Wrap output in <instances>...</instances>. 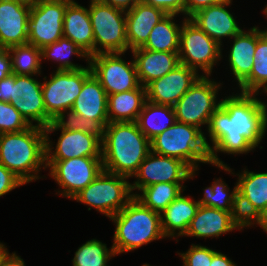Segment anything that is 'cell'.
I'll use <instances>...</instances> for the list:
<instances>
[{"label":"cell","mask_w":267,"mask_h":266,"mask_svg":"<svg viewBox=\"0 0 267 266\" xmlns=\"http://www.w3.org/2000/svg\"><path fill=\"white\" fill-rule=\"evenodd\" d=\"M255 94L240 93L220 101L219 108L212 114L208 133L212 141L210 163L232 172L216 152L228 154L249 153L265 136L267 127V105ZM216 151V152H215Z\"/></svg>","instance_id":"1"},{"label":"cell","mask_w":267,"mask_h":266,"mask_svg":"<svg viewBox=\"0 0 267 266\" xmlns=\"http://www.w3.org/2000/svg\"><path fill=\"white\" fill-rule=\"evenodd\" d=\"M150 151V140L139 129L137 122H113L105 126L103 170L132 177Z\"/></svg>","instance_id":"2"},{"label":"cell","mask_w":267,"mask_h":266,"mask_svg":"<svg viewBox=\"0 0 267 266\" xmlns=\"http://www.w3.org/2000/svg\"><path fill=\"white\" fill-rule=\"evenodd\" d=\"M0 163L24 184L39 179L40 166H46L44 128L31 125L20 132L0 134Z\"/></svg>","instance_id":"3"},{"label":"cell","mask_w":267,"mask_h":266,"mask_svg":"<svg viewBox=\"0 0 267 266\" xmlns=\"http://www.w3.org/2000/svg\"><path fill=\"white\" fill-rule=\"evenodd\" d=\"M110 219L116 226L112 245L116 254L136 250L144 244L165 237L160 214L145 207L135 197Z\"/></svg>","instance_id":"4"},{"label":"cell","mask_w":267,"mask_h":266,"mask_svg":"<svg viewBox=\"0 0 267 266\" xmlns=\"http://www.w3.org/2000/svg\"><path fill=\"white\" fill-rule=\"evenodd\" d=\"M151 151L173 157L198 170V162L210 163V145L204 133L197 127L175 122L150 141Z\"/></svg>","instance_id":"5"},{"label":"cell","mask_w":267,"mask_h":266,"mask_svg":"<svg viewBox=\"0 0 267 266\" xmlns=\"http://www.w3.org/2000/svg\"><path fill=\"white\" fill-rule=\"evenodd\" d=\"M90 2L89 14L94 35V55L125 53L128 50L126 11L99 0Z\"/></svg>","instance_id":"6"},{"label":"cell","mask_w":267,"mask_h":266,"mask_svg":"<svg viewBox=\"0 0 267 266\" xmlns=\"http://www.w3.org/2000/svg\"><path fill=\"white\" fill-rule=\"evenodd\" d=\"M127 177L102 170L72 199L96 208L107 217L117 214L134 197Z\"/></svg>","instance_id":"7"},{"label":"cell","mask_w":267,"mask_h":266,"mask_svg":"<svg viewBox=\"0 0 267 266\" xmlns=\"http://www.w3.org/2000/svg\"><path fill=\"white\" fill-rule=\"evenodd\" d=\"M219 87L220 84L201 75L173 106L177 122L195 126L200 130L201 125L208 126L212 114L220 106V101L216 102Z\"/></svg>","instance_id":"8"},{"label":"cell","mask_w":267,"mask_h":266,"mask_svg":"<svg viewBox=\"0 0 267 266\" xmlns=\"http://www.w3.org/2000/svg\"><path fill=\"white\" fill-rule=\"evenodd\" d=\"M182 24L178 51L180 64L197 72L200 68L209 76L216 61L222 57L221 46L188 18Z\"/></svg>","instance_id":"9"},{"label":"cell","mask_w":267,"mask_h":266,"mask_svg":"<svg viewBox=\"0 0 267 266\" xmlns=\"http://www.w3.org/2000/svg\"><path fill=\"white\" fill-rule=\"evenodd\" d=\"M91 74L90 65L78 70H56L49 81L42 83L46 113L53 120L63 111L72 109L84 81Z\"/></svg>","instance_id":"10"},{"label":"cell","mask_w":267,"mask_h":266,"mask_svg":"<svg viewBox=\"0 0 267 266\" xmlns=\"http://www.w3.org/2000/svg\"><path fill=\"white\" fill-rule=\"evenodd\" d=\"M72 0H38L31 5L28 44L42 49L63 37L64 13Z\"/></svg>","instance_id":"11"},{"label":"cell","mask_w":267,"mask_h":266,"mask_svg":"<svg viewBox=\"0 0 267 266\" xmlns=\"http://www.w3.org/2000/svg\"><path fill=\"white\" fill-rule=\"evenodd\" d=\"M122 54L124 53H101L87 59L93 75L99 80L107 96L134 90L141 85L134 60L126 62L120 57Z\"/></svg>","instance_id":"12"},{"label":"cell","mask_w":267,"mask_h":266,"mask_svg":"<svg viewBox=\"0 0 267 266\" xmlns=\"http://www.w3.org/2000/svg\"><path fill=\"white\" fill-rule=\"evenodd\" d=\"M63 188L60 195L73 198L103 170L102 157H74L68 160H46V169Z\"/></svg>","instance_id":"13"},{"label":"cell","mask_w":267,"mask_h":266,"mask_svg":"<svg viewBox=\"0 0 267 266\" xmlns=\"http://www.w3.org/2000/svg\"><path fill=\"white\" fill-rule=\"evenodd\" d=\"M197 170H192L186 163L173 157L162 156L150 151L137 172L133 175L137 178L130 184L131 191L150 186L159 182L180 183L194 177Z\"/></svg>","instance_id":"14"},{"label":"cell","mask_w":267,"mask_h":266,"mask_svg":"<svg viewBox=\"0 0 267 266\" xmlns=\"http://www.w3.org/2000/svg\"><path fill=\"white\" fill-rule=\"evenodd\" d=\"M58 129L61 130V135L58 138L56 149L52 153L53 148H51L48 134ZM44 131L46 134V160L102 157V139L97 135L76 130H63L54 121L44 128Z\"/></svg>","instance_id":"15"},{"label":"cell","mask_w":267,"mask_h":266,"mask_svg":"<svg viewBox=\"0 0 267 266\" xmlns=\"http://www.w3.org/2000/svg\"><path fill=\"white\" fill-rule=\"evenodd\" d=\"M199 77L196 70L178 64L172 71L145 86L146 100L173 107Z\"/></svg>","instance_id":"16"},{"label":"cell","mask_w":267,"mask_h":266,"mask_svg":"<svg viewBox=\"0 0 267 266\" xmlns=\"http://www.w3.org/2000/svg\"><path fill=\"white\" fill-rule=\"evenodd\" d=\"M11 104L30 125L35 121L36 126L46 128L54 121L46 113L42 84L32 78V75L15 74V100Z\"/></svg>","instance_id":"17"},{"label":"cell","mask_w":267,"mask_h":266,"mask_svg":"<svg viewBox=\"0 0 267 266\" xmlns=\"http://www.w3.org/2000/svg\"><path fill=\"white\" fill-rule=\"evenodd\" d=\"M31 5L18 0H0V48L27 44Z\"/></svg>","instance_id":"18"},{"label":"cell","mask_w":267,"mask_h":266,"mask_svg":"<svg viewBox=\"0 0 267 266\" xmlns=\"http://www.w3.org/2000/svg\"><path fill=\"white\" fill-rule=\"evenodd\" d=\"M231 1L205 7L187 18L221 46L222 37H233L242 31L233 15L225 9Z\"/></svg>","instance_id":"19"},{"label":"cell","mask_w":267,"mask_h":266,"mask_svg":"<svg viewBox=\"0 0 267 266\" xmlns=\"http://www.w3.org/2000/svg\"><path fill=\"white\" fill-rule=\"evenodd\" d=\"M167 13L160 8L151 6L141 0L130 10L126 11V37L128 49L142 47L149 38L154 26Z\"/></svg>","instance_id":"20"},{"label":"cell","mask_w":267,"mask_h":266,"mask_svg":"<svg viewBox=\"0 0 267 266\" xmlns=\"http://www.w3.org/2000/svg\"><path fill=\"white\" fill-rule=\"evenodd\" d=\"M63 37L73 41L88 57L94 56V35L89 9L73 0L64 13Z\"/></svg>","instance_id":"21"},{"label":"cell","mask_w":267,"mask_h":266,"mask_svg":"<svg viewBox=\"0 0 267 266\" xmlns=\"http://www.w3.org/2000/svg\"><path fill=\"white\" fill-rule=\"evenodd\" d=\"M131 52L134 56L139 82L144 87L180 64L178 52L151 51L142 47L133 49Z\"/></svg>","instance_id":"22"},{"label":"cell","mask_w":267,"mask_h":266,"mask_svg":"<svg viewBox=\"0 0 267 266\" xmlns=\"http://www.w3.org/2000/svg\"><path fill=\"white\" fill-rule=\"evenodd\" d=\"M107 100L106 91L92 73L84 81L72 110L82 117L100 121L106 126L109 123Z\"/></svg>","instance_id":"23"},{"label":"cell","mask_w":267,"mask_h":266,"mask_svg":"<svg viewBox=\"0 0 267 266\" xmlns=\"http://www.w3.org/2000/svg\"><path fill=\"white\" fill-rule=\"evenodd\" d=\"M253 27L249 32L241 31L233 36L234 42L229 54V65L240 85L250 74L254 62L257 40L267 31Z\"/></svg>","instance_id":"24"},{"label":"cell","mask_w":267,"mask_h":266,"mask_svg":"<svg viewBox=\"0 0 267 266\" xmlns=\"http://www.w3.org/2000/svg\"><path fill=\"white\" fill-rule=\"evenodd\" d=\"M230 212L200 205L184 236L219 237L237 229L232 224Z\"/></svg>","instance_id":"25"},{"label":"cell","mask_w":267,"mask_h":266,"mask_svg":"<svg viewBox=\"0 0 267 266\" xmlns=\"http://www.w3.org/2000/svg\"><path fill=\"white\" fill-rule=\"evenodd\" d=\"M200 204L180 193L161 213V228L165 237L185 235L191 220L196 215Z\"/></svg>","instance_id":"26"},{"label":"cell","mask_w":267,"mask_h":266,"mask_svg":"<svg viewBox=\"0 0 267 266\" xmlns=\"http://www.w3.org/2000/svg\"><path fill=\"white\" fill-rule=\"evenodd\" d=\"M146 101V88L140 85L134 90L108 95L109 123L136 122Z\"/></svg>","instance_id":"27"},{"label":"cell","mask_w":267,"mask_h":266,"mask_svg":"<svg viewBox=\"0 0 267 266\" xmlns=\"http://www.w3.org/2000/svg\"><path fill=\"white\" fill-rule=\"evenodd\" d=\"M176 121L172 106L155 104L146 100L136 122L139 129L151 141Z\"/></svg>","instance_id":"28"},{"label":"cell","mask_w":267,"mask_h":266,"mask_svg":"<svg viewBox=\"0 0 267 266\" xmlns=\"http://www.w3.org/2000/svg\"><path fill=\"white\" fill-rule=\"evenodd\" d=\"M175 14H167L157 23L142 48L159 52H178L181 27L173 22Z\"/></svg>","instance_id":"29"},{"label":"cell","mask_w":267,"mask_h":266,"mask_svg":"<svg viewBox=\"0 0 267 266\" xmlns=\"http://www.w3.org/2000/svg\"><path fill=\"white\" fill-rule=\"evenodd\" d=\"M184 186L181 183L159 182L141 190L142 195L134 194L145 207L161 213L181 192Z\"/></svg>","instance_id":"30"},{"label":"cell","mask_w":267,"mask_h":266,"mask_svg":"<svg viewBox=\"0 0 267 266\" xmlns=\"http://www.w3.org/2000/svg\"><path fill=\"white\" fill-rule=\"evenodd\" d=\"M242 93H259L267 89V31L257 40L251 74L239 85Z\"/></svg>","instance_id":"31"},{"label":"cell","mask_w":267,"mask_h":266,"mask_svg":"<svg viewBox=\"0 0 267 266\" xmlns=\"http://www.w3.org/2000/svg\"><path fill=\"white\" fill-rule=\"evenodd\" d=\"M237 190L262 213L267 206V173L244 170L239 175Z\"/></svg>","instance_id":"32"},{"label":"cell","mask_w":267,"mask_h":266,"mask_svg":"<svg viewBox=\"0 0 267 266\" xmlns=\"http://www.w3.org/2000/svg\"><path fill=\"white\" fill-rule=\"evenodd\" d=\"M12 54L13 74L16 75H36L40 74L41 49L31 44L17 45L8 49Z\"/></svg>","instance_id":"33"},{"label":"cell","mask_w":267,"mask_h":266,"mask_svg":"<svg viewBox=\"0 0 267 266\" xmlns=\"http://www.w3.org/2000/svg\"><path fill=\"white\" fill-rule=\"evenodd\" d=\"M72 54L89 58L79 46L65 37H62L58 41H55L41 49V57L44 59L53 58V60H56L57 62L59 61V67L57 70H78L83 68L82 66H78L77 64L75 65L71 61L67 60Z\"/></svg>","instance_id":"34"},{"label":"cell","mask_w":267,"mask_h":266,"mask_svg":"<svg viewBox=\"0 0 267 266\" xmlns=\"http://www.w3.org/2000/svg\"><path fill=\"white\" fill-rule=\"evenodd\" d=\"M115 250H110L99 240L92 239L80 246L75 252L73 266H107V261L115 256Z\"/></svg>","instance_id":"35"},{"label":"cell","mask_w":267,"mask_h":266,"mask_svg":"<svg viewBox=\"0 0 267 266\" xmlns=\"http://www.w3.org/2000/svg\"><path fill=\"white\" fill-rule=\"evenodd\" d=\"M230 214L232 224L240 230L244 227L253 225L251 220L255 221L254 223L258 225L261 221V213L248 200V198L238 190L235 191Z\"/></svg>","instance_id":"36"},{"label":"cell","mask_w":267,"mask_h":266,"mask_svg":"<svg viewBox=\"0 0 267 266\" xmlns=\"http://www.w3.org/2000/svg\"><path fill=\"white\" fill-rule=\"evenodd\" d=\"M227 187V184L221 178L215 180L210 187H206L204 197L198 201L199 204L224 211H231L237 184L231 194L228 193L229 188Z\"/></svg>","instance_id":"37"},{"label":"cell","mask_w":267,"mask_h":266,"mask_svg":"<svg viewBox=\"0 0 267 266\" xmlns=\"http://www.w3.org/2000/svg\"><path fill=\"white\" fill-rule=\"evenodd\" d=\"M65 112L67 114V121H65ZM54 122L63 130H76L80 132H88L104 138L105 126L96 120L87 119L78 115L72 109L68 112L63 111Z\"/></svg>","instance_id":"38"},{"label":"cell","mask_w":267,"mask_h":266,"mask_svg":"<svg viewBox=\"0 0 267 266\" xmlns=\"http://www.w3.org/2000/svg\"><path fill=\"white\" fill-rule=\"evenodd\" d=\"M30 126L11 103L0 101V134L20 132Z\"/></svg>","instance_id":"39"},{"label":"cell","mask_w":267,"mask_h":266,"mask_svg":"<svg viewBox=\"0 0 267 266\" xmlns=\"http://www.w3.org/2000/svg\"><path fill=\"white\" fill-rule=\"evenodd\" d=\"M217 253L208 247L192 244L186 253H180L183 266H210L212 257Z\"/></svg>","instance_id":"40"},{"label":"cell","mask_w":267,"mask_h":266,"mask_svg":"<svg viewBox=\"0 0 267 266\" xmlns=\"http://www.w3.org/2000/svg\"><path fill=\"white\" fill-rule=\"evenodd\" d=\"M21 185H24V183L0 163V197Z\"/></svg>","instance_id":"41"},{"label":"cell","mask_w":267,"mask_h":266,"mask_svg":"<svg viewBox=\"0 0 267 266\" xmlns=\"http://www.w3.org/2000/svg\"><path fill=\"white\" fill-rule=\"evenodd\" d=\"M142 2L151 6L157 7L165 11L167 14L185 15V0H141Z\"/></svg>","instance_id":"42"},{"label":"cell","mask_w":267,"mask_h":266,"mask_svg":"<svg viewBox=\"0 0 267 266\" xmlns=\"http://www.w3.org/2000/svg\"><path fill=\"white\" fill-rule=\"evenodd\" d=\"M15 100V74L0 80V101L9 102Z\"/></svg>","instance_id":"43"},{"label":"cell","mask_w":267,"mask_h":266,"mask_svg":"<svg viewBox=\"0 0 267 266\" xmlns=\"http://www.w3.org/2000/svg\"><path fill=\"white\" fill-rule=\"evenodd\" d=\"M224 1L226 0H185V15L190 17L200 9L219 4Z\"/></svg>","instance_id":"44"},{"label":"cell","mask_w":267,"mask_h":266,"mask_svg":"<svg viewBox=\"0 0 267 266\" xmlns=\"http://www.w3.org/2000/svg\"><path fill=\"white\" fill-rule=\"evenodd\" d=\"M11 74H13V68L9 50L0 48V80Z\"/></svg>","instance_id":"45"},{"label":"cell","mask_w":267,"mask_h":266,"mask_svg":"<svg viewBox=\"0 0 267 266\" xmlns=\"http://www.w3.org/2000/svg\"><path fill=\"white\" fill-rule=\"evenodd\" d=\"M0 266H25L23 259L15 253L9 254L6 249L0 257Z\"/></svg>","instance_id":"46"},{"label":"cell","mask_w":267,"mask_h":266,"mask_svg":"<svg viewBox=\"0 0 267 266\" xmlns=\"http://www.w3.org/2000/svg\"><path fill=\"white\" fill-rule=\"evenodd\" d=\"M100 2L122 9L124 11L132 9L140 0H99Z\"/></svg>","instance_id":"47"},{"label":"cell","mask_w":267,"mask_h":266,"mask_svg":"<svg viewBox=\"0 0 267 266\" xmlns=\"http://www.w3.org/2000/svg\"><path fill=\"white\" fill-rule=\"evenodd\" d=\"M210 266H236L226 255L217 252L213 257Z\"/></svg>","instance_id":"48"},{"label":"cell","mask_w":267,"mask_h":266,"mask_svg":"<svg viewBox=\"0 0 267 266\" xmlns=\"http://www.w3.org/2000/svg\"><path fill=\"white\" fill-rule=\"evenodd\" d=\"M259 225L265 232H267V206L261 213V221Z\"/></svg>","instance_id":"49"},{"label":"cell","mask_w":267,"mask_h":266,"mask_svg":"<svg viewBox=\"0 0 267 266\" xmlns=\"http://www.w3.org/2000/svg\"><path fill=\"white\" fill-rule=\"evenodd\" d=\"M29 5H34L38 0H18Z\"/></svg>","instance_id":"50"},{"label":"cell","mask_w":267,"mask_h":266,"mask_svg":"<svg viewBox=\"0 0 267 266\" xmlns=\"http://www.w3.org/2000/svg\"><path fill=\"white\" fill-rule=\"evenodd\" d=\"M6 250V247H4V244L0 243V257L1 254Z\"/></svg>","instance_id":"51"},{"label":"cell","mask_w":267,"mask_h":266,"mask_svg":"<svg viewBox=\"0 0 267 266\" xmlns=\"http://www.w3.org/2000/svg\"><path fill=\"white\" fill-rule=\"evenodd\" d=\"M263 12L265 13V15H267V5Z\"/></svg>","instance_id":"52"}]
</instances>
